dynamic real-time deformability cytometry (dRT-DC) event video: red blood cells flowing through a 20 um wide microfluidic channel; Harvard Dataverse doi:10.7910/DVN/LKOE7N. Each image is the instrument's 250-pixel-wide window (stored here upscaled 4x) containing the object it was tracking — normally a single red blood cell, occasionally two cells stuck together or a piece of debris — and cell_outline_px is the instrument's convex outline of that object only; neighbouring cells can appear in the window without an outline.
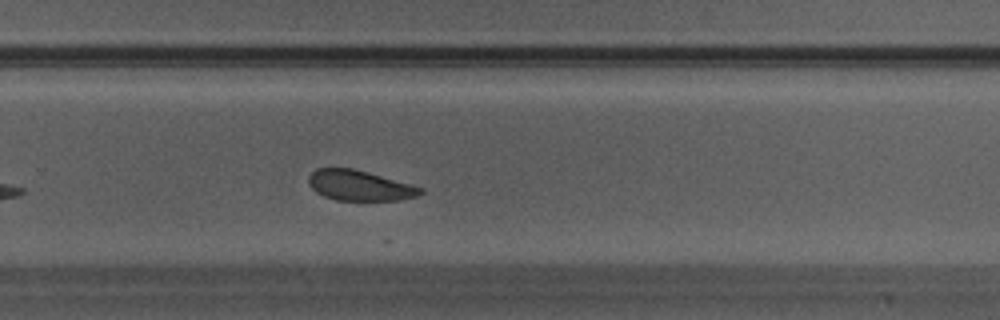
{"species": "Egyptian fruit bat (a non-hibernating species)", "species_latin": "Rousettus aegyptiacus", "temperature_condition": "warm", "stored_images_in_passage": 29, "camera_frame_rate_fps": 3000, "um_per_image_px": 0.085, "animal": {"sex": "male"}, "frame": {"image": 1, "passage_image": 18, "time_ms": 5.667, "image_size_px": [1000, 320], "cell_outline_px": [[424, 192], [416, 196], [396, 200], [336, 200], [324, 196], [316, 192], [308, 184], [308, 176], [316, 168], [352, 168], [368, 172], [424, 188]], "centroid_in_image_um": [30.53, 15.76], "position_along_channel_um": 299.3, "area_um2": 19.65}}